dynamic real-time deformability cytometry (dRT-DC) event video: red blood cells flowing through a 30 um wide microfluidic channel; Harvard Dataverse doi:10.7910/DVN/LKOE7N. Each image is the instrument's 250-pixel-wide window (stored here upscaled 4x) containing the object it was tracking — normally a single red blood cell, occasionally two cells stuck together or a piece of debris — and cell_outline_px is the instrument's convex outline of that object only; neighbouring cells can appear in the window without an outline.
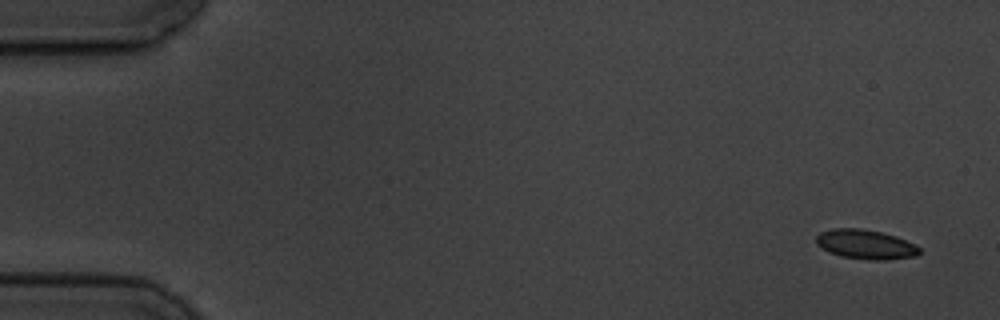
{"species": "common noctule bat (a hibernating species)", "species_latin": "Nyctalus noctula", "temperature_condition": "cold", "stored_images_in_passage": 3, "camera_frame_rate_fps": 3000, "um_per_image_px": 0.085, "animal": {"sex": "male", "body_mass_g": 19.5, "forearm_length_mm": 54.6}, "frame": {"image": 1, "passage_image": 1, "time_ms": 0.0, "image_size_px": [1000, 320], "cell_outline_px": [[920, 252], [916, 256], [888, 260], [872, 260], [840, 256], [828, 252], [816, 244], [816, 236], [820, 232], [832, 228], [860, 228], [880, 232], [896, 236], [916, 244], [920, 248]], "centroid_in_image_um": [73.57, 20.77], "position_along_channel_um": 11.4, "area_um2": 17.86}}
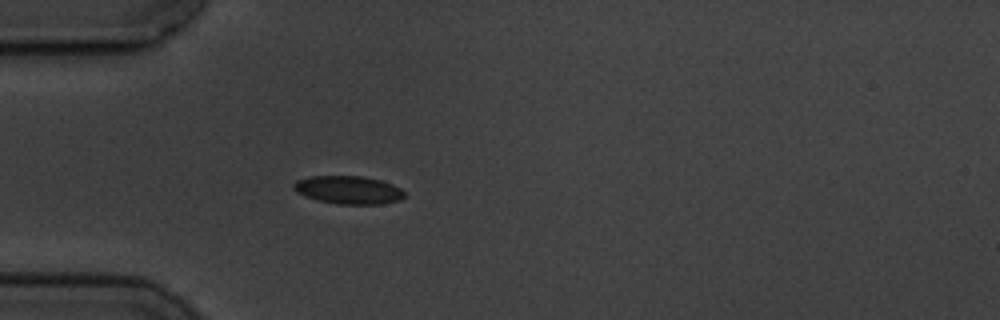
{"frame": {"image": 2, "passage_image": 3, "time_ms": 4.667, "image_size_px": [1000, 320], "cell_outline_px": [[404, 196], [400, 200], [380, 204], [336, 204], [320, 200], [296, 192], [292, 188], [292, 184], [296, 180], [308, 176], [360, 176], [380, 180], [392, 184], [400, 188], [404, 192]], "centroid_in_image_um": [29.6, 16.13], "position_along_channel_um": 55.4, "area_um2": 18.03}}